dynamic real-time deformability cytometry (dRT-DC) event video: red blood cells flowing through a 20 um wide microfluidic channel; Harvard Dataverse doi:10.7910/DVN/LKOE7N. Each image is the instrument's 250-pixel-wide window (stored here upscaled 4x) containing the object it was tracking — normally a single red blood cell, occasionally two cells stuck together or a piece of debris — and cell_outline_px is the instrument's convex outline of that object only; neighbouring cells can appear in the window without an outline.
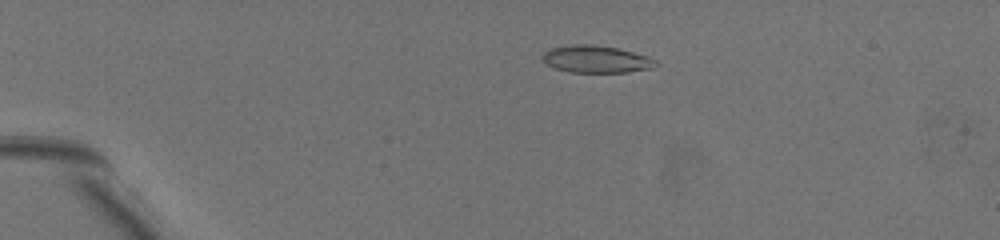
{"species": "common noctule bat (a hibernating species)", "species_latin": "Nyctalus noctula", "temperature_condition": "warm", "stored_images_in_passage": 14, "camera_frame_rate_fps": 3000, "um_per_image_px": 0.085, "animal": {"sex": "female", "body_mass_g": 19.5, "forearm_length_mm": 54.1}, "frame": {"image": 1, "passage_image": 1, "time_ms": 0.0, "image_size_px": [1000, 240], "cell_outline_px": [[660, 64], [652, 68], [628, 72], [568, 72], [556, 68], [548, 64], [540, 56], [544, 52], [552, 48], [572, 44], [592, 44], [616, 48], [648, 56], [656, 60]], "centroid_in_image_um": [50.69, 5.03], "position_along_channel_um": 34.3, "area_um2": 17.92}}